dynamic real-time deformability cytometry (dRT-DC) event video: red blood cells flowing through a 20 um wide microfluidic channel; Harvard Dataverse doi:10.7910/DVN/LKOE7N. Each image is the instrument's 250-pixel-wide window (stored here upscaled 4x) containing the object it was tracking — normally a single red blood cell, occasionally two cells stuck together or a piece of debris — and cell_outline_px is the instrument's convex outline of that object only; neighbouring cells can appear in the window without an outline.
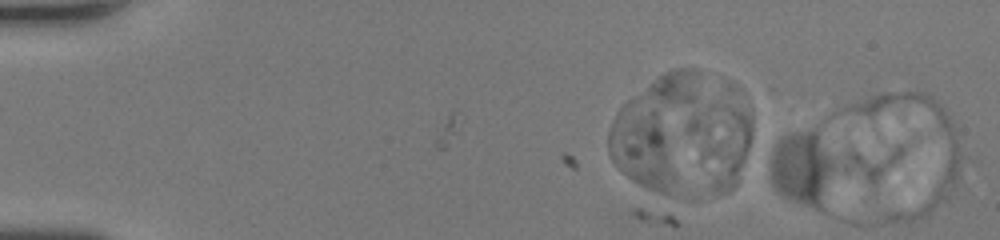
{"species": "human", "species_latin": "Homo sapiens", "temperature_condition": "room temperature", "stored_images_in_passage": 6, "camera_frame_rate_fps": 3000, "um_per_image_px": 0.085, "donor": {"sex": "female"}, "frame": {"image": 1, "passage_image": 6, "time_ms": 1.667, "image_size_px": [1000, 240], "cell_outline_px": [[904, 148], [900, 156], [872, 184], [824, 212], [784, 196], [772, 184], [772, 152], [776, 144], [784, 136], [792, 132], [816, 128], [900, 144]], "centroid_in_image_um": [70.43, 14.09], "position_along_channel_um": 14.6, "area_um2": 53.47}}